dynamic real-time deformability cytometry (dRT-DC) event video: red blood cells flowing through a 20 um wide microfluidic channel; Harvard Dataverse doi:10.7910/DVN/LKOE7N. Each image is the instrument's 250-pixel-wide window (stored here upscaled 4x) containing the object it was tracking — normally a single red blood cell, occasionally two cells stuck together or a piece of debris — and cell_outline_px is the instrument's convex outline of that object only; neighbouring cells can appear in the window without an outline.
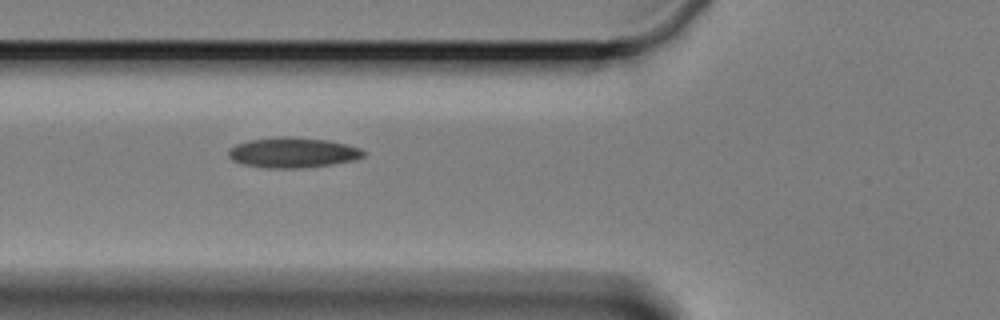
{"species": "Egyptian fruit bat (a non-hibernating species)", "species_latin": "Rousettus aegyptiacus", "temperature_condition": "cold", "stored_images_in_passage": 10, "camera_frame_rate_fps": 3000, "um_per_image_px": 0.085, "animal": {"sex": "female"}, "frame": {"image": 1, "passage_image": 6, "time_ms": 6.333, "image_size_px": [1000, 320], "cell_outline_px": [[368, 152], [364, 156], [356, 160], [332, 164], [300, 168], [268, 168], [244, 164], [232, 160], [228, 156], [228, 148], [236, 144], [248, 140], [280, 136], [288, 136], [328, 140], [348, 144], [360, 148]], "centroid_in_image_um": [24.91, 12.96], "position_along_channel_um": 100.9, "area_um2": 24.04}}
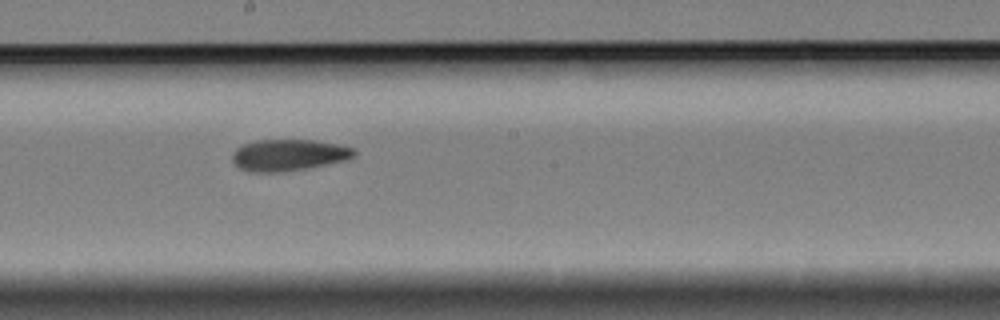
{"frame": {"image": 2, "passage_image": 9, "time_ms": 10.0, "image_size_px": [1000, 320], "cell_outline_px": [[356, 156], [344, 160], [308, 168], [276, 172], [256, 172], [240, 168], [232, 160], [232, 152], [240, 144], [256, 140], [316, 140], [340, 144], [352, 148], [356, 152]], "centroid_in_image_um": [24.52, 13.16], "position_along_channel_um": 223.7, "area_um2": 22.37}}
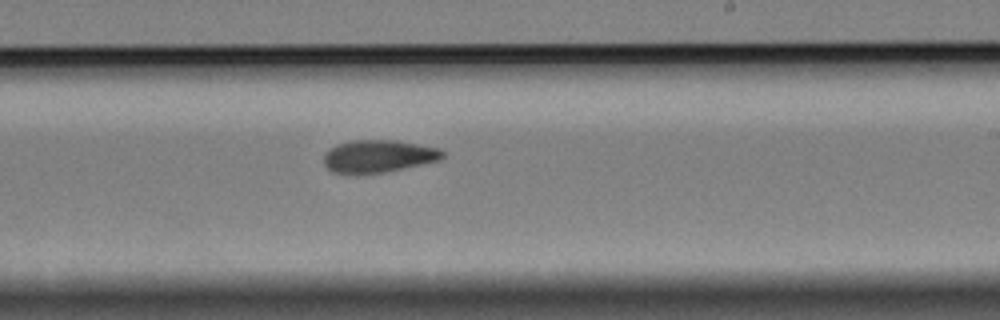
{"frame": {"image": 3, "passage_image": 10, "time_ms": 11.0, "image_size_px": [1000, 320], "cell_outline_px": [[444, 156], [440, 160], [384, 172], [332, 172], [324, 164], [324, 152], [336, 144], [352, 140], [392, 140], [440, 148], [444, 152]], "centroid_in_image_um": [32.16, 13.25], "position_along_channel_um": 256.8, "area_um2": 22.08}}